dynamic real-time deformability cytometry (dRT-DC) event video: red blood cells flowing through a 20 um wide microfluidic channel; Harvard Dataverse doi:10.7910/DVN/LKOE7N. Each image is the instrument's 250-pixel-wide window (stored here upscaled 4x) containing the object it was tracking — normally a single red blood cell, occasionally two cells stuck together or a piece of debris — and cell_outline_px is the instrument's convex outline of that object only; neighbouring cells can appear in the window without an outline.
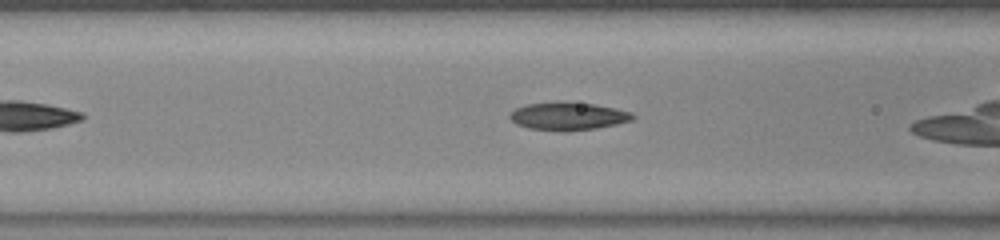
{"species": "common noctule bat (a hibernating species)", "species_latin": "Nyctalus noctula", "temperature_condition": "warm", "stored_images_in_passage": 18, "camera_frame_rate_fps": 3000, "um_per_image_px": 0.085, "animal": {"sex": "female", "body_mass_g": 23.0, "forearm_length_mm": 53.4}, "frame": {"image": 1, "passage_image": 6, "time_ms": 1.667, "image_size_px": [1000, 240], "cell_outline_px": [[636, 116], [632, 120], [616, 124], [596, 128], [564, 132], [528, 128], [516, 124], [508, 116], [516, 108], [528, 104], [564, 100], [596, 104], [616, 108], [632, 112]], "centroid_in_image_um": [48.31, 9.86], "position_along_channel_um": 118.3, "area_um2": 20.35}}
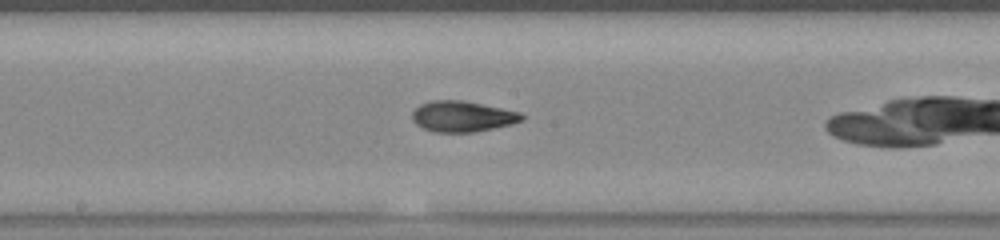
{"frame": {"image": 2, "passage_image": 13, "time_ms": 4.0, "image_size_px": [1000, 240], "cell_outline_px": [[524, 120], [512, 124], [476, 132], [436, 132], [424, 128], [416, 124], [412, 120], [412, 112], [420, 104], [432, 100], [464, 100], [520, 112], [524, 116]], "centroid_in_image_um": [39.31, 9.89], "position_along_channel_um": 208.9, "area_um2": 19.71}}
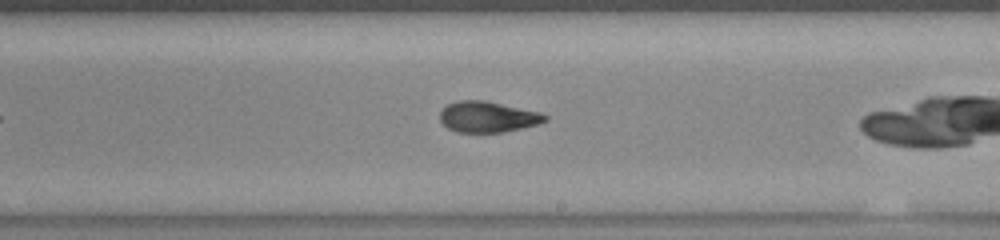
{"frame": {"image": 3, "passage_image": 16, "time_ms": 5.0, "image_size_px": [1000, 240], "cell_outline_px": [[548, 120], [536, 124], [504, 132], [456, 132], [448, 128], [440, 120], [440, 112], [448, 104], [456, 100], [484, 100], [540, 112], [548, 116]], "centroid_in_image_um": [41.44, 9.93], "position_along_channel_um": 247.6, "area_um2": 18.79}}